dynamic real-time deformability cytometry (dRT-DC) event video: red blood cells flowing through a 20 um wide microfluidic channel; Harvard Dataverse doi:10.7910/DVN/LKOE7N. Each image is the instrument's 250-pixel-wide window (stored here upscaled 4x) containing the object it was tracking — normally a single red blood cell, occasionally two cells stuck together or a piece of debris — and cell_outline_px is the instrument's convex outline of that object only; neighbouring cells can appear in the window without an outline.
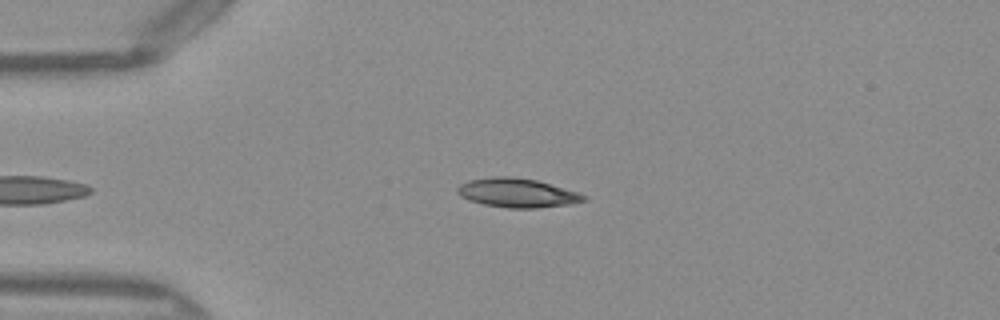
{"species": "Egyptian fruit bat (a non-hibernating species)", "species_latin": "Rousettus aegyptiacus", "temperature_condition": "warm", "stored_images_in_passage": 40, "camera_frame_rate_fps": 3000, "um_per_image_px": 0.085, "frame": {"image": 1, "passage_image": 2, "time_ms": 0.333, "image_size_px": [1000, 320], "cell_outline_px": [[588, 200], [572, 204], [536, 208], [508, 208], [484, 204], [468, 200], [460, 196], [456, 192], [456, 188], [460, 184], [468, 180], [496, 176], [512, 176], [536, 180], [580, 192], [588, 196]], "centroid_in_image_um": [43.99, 16.39], "position_along_channel_um": 41.0, "area_um2": 21.68}}
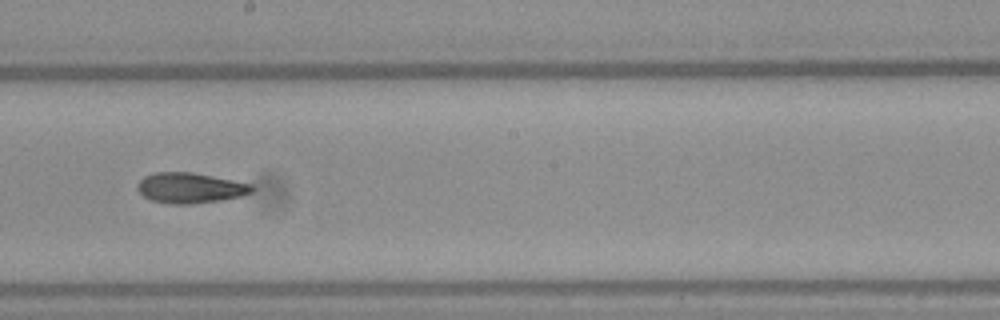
{"frame": {"image": 2, "passage_image": 18, "time_ms": 5.667, "image_size_px": [1000, 320], "cell_outline_px": [[256, 188], [252, 192], [240, 196], [220, 200], [192, 204], [172, 204], [152, 200], [144, 196], [136, 188], [136, 184], [144, 176], [156, 172], [192, 172], [252, 184]], "centroid_in_image_um": [16.16, 15.97], "position_along_channel_um": 232.0, "area_um2": 20.23}}
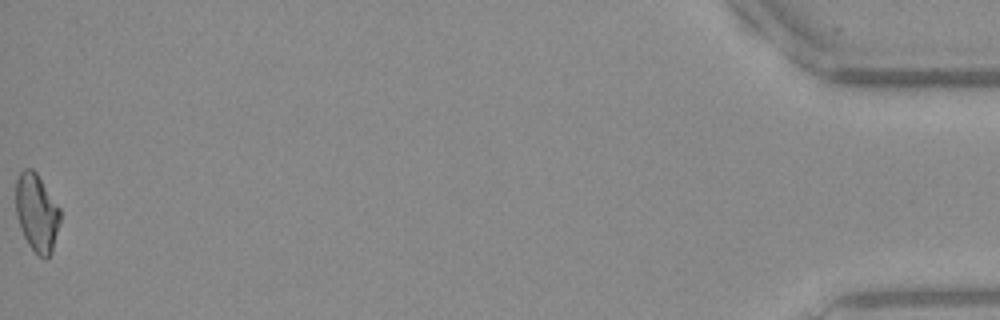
{"frame": {"image": 3, "passage_image": 40, "time_ms": 13.0, "image_size_px": [1000, 320], "cell_outline_px": [[60, 224], [52, 252], [48, 260], [44, 260], [28, 244], [20, 228], [16, 216], [16, 180], [20, 172], [24, 168], [32, 168], [36, 172], [60, 208]], "centroid_in_image_um": [3.13, 18.1], "position_along_channel_um": 432.1, "area_um2": 20.29}, "authors_computed_cell_mechanics": {"area_um2": 20.2589, "velocity_mm_per_s": 4.0729, "shape_relaxation_time_tau1_ms": null, "shape_relaxation_time_tau2_ms": 4.6582, "deformation_change_tau1": null, "deformation_change_tau2": 0.1213}}